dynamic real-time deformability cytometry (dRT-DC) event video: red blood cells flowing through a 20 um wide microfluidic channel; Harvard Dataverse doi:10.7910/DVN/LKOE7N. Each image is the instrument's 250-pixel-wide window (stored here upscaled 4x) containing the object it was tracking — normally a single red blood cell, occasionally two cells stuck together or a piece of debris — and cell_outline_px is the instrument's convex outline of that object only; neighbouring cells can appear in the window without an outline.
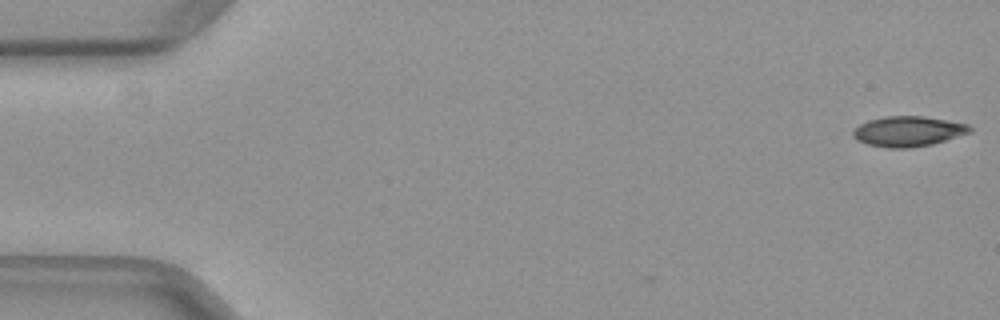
{"species": "common noctule bat (a hibernating species)", "species_latin": "Nyctalus noctula", "temperature_condition": "warm", "stored_images_in_passage": 5, "camera_frame_rate_fps": 3000, "um_per_image_px": 0.085, "animal": {"sex": "female", "body_mass_g": 29.2, "forearm_length_mm": 56.3}, "frame": {"image": 1, "passage_image": 1, "time_ms": 0.0, "image_size_px": [1000, 320], "cell_outline_px": [[972, 132], [932, 144], [912, 148], [888, 148], [868, 144], [856, 140], [852, 136], [852, 132], [860, 124], [868, 120], [884, 116], [924, 116], [968, 124], [972, 128]], "centroid_in_image_um": [77.18, 11.16], "position_along_channel_um": 7.8, "area_um2": 20.63}}